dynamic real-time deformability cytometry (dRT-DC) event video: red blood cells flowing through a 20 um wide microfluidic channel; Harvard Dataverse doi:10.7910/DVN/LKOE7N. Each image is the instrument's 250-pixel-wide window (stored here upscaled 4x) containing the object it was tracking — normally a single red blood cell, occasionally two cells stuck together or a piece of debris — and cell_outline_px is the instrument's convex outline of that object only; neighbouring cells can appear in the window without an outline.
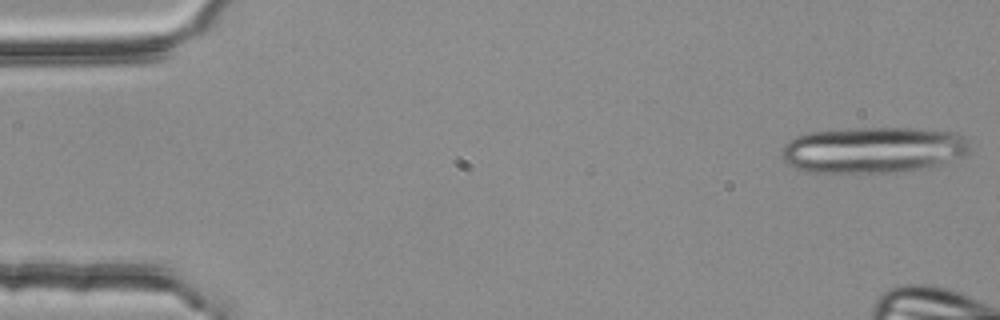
{"species": "common noctule bat (a hibernating species)", "species_latin": "Nyctalus noctula", "temperature_condition": "room temperature", "stored_images_in_passage": 4, "camera_frame_rate_fps": 3000, "um_per_image_px": 0.085, "animal": {"sex": "female", "body_mass_g": 25.1}, "frame": {"image": 1, "passage_image": 4, "time_ms": 1.0, "image_size_px": [1000, 320], "cell_outline_px": [[968, 152], [964, 156], [932, 168], [908, 172], [808, 172], [796, 168], [788, 164], [780, 156], [780, 152], [784, 144], [788, 140], [796, 136], [808, 132], [848, 128], [920, 128], [956, 132], [964, 136], [968, 140]], "centroid_in_image_um": [74.24, 12.74], "position_along_channel_um": 10.8, "area_um2": 51.56}}